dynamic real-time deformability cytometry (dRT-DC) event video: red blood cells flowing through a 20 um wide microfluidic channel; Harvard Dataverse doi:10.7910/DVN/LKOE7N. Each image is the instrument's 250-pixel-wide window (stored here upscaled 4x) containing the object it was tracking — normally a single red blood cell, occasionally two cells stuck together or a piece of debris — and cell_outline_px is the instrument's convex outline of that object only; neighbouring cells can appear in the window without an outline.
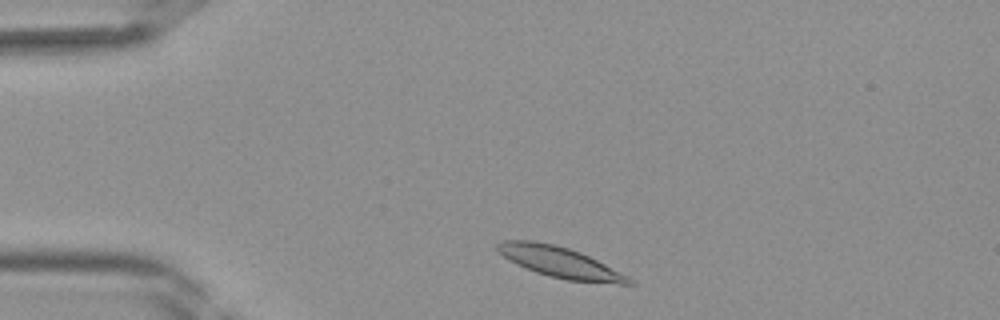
{"species": "Egyptian fruit bat (a non-hibernating species)", "species_latin": "Rousettus aegyptiacus", "temperature_condition": "room temperature", "stored_images_in_passage": 34, "camera_frame_rate_fps": 3000, "um_per_image_px": 0.085, "frame": {"image": 1, "passage_image": 2, "time_ms": 0.333, "image_size_px": [1000, 320], "cell_outline_px": [[636, 284], [620, 284], [564, 280], [548, 276], [536, 272], [516, 264], [504, 256], [496, 248], [496, 244], [504, 240], [532, 240], [552, 244], [568, 248], [580, 252], [628, 276]], "centroid_in_image_um": [47.59, 22.3], "position_along_channel_um": 37.4, "area_um2": 23.29}}
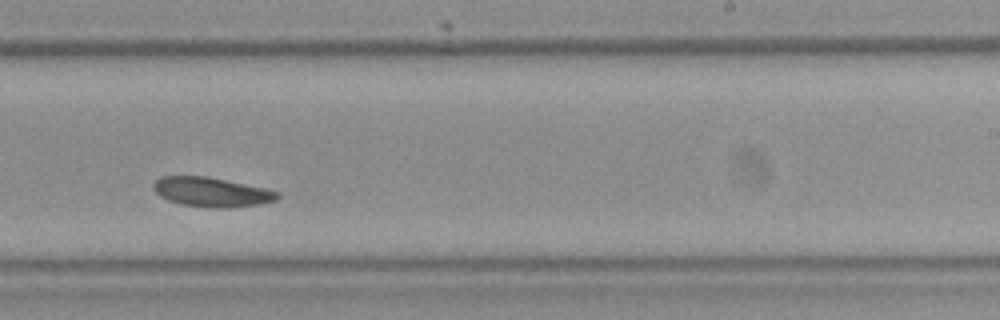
{"frame": {"image": 2, "passage_image": 19, "time_ms": 6.0, "image_size_px": [1000, 320], "cell_outline_px": [[280, 196], [276, 200], [264, 204], [228, 208], [208, 208], [180, 204], [168, 200], [160, 196], [152, 188], [152, 184], [160, 176], [208, 176], [264, 188], [280, 192]], "centroid_in_image_um": [17.99, 16.33], "position_along_channel_um": 271.0, "area_um2": 21.56}}
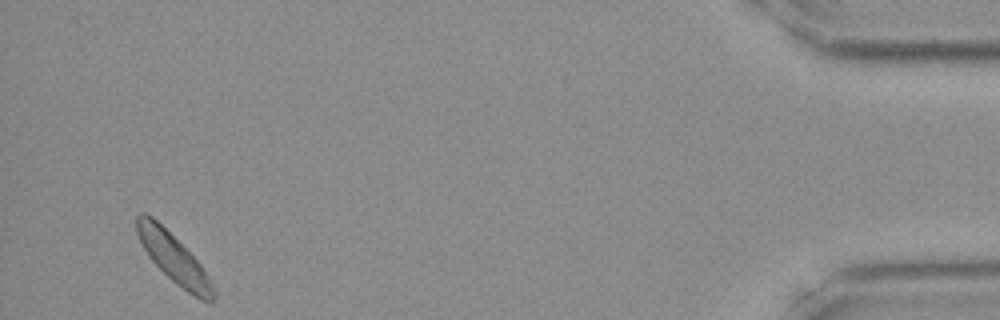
{"frame": {"image": 3, "passage_image": 33, "time_ms": 10.667, "image_size_px": [1000, 320], "cell_outline_px": [[216, 296], [212, 304], [208, 304], [200, 300], [176, 284], [148, 256], [136, 232], [136, 216], [140, 212], [144, 212], [152, 216], [200, 264], [208, 276], [216, 292]], "centroid_in_image_um": [14.78, 22.0], "position_along_channel_um": 420.4, "area_um2": 21.39}}